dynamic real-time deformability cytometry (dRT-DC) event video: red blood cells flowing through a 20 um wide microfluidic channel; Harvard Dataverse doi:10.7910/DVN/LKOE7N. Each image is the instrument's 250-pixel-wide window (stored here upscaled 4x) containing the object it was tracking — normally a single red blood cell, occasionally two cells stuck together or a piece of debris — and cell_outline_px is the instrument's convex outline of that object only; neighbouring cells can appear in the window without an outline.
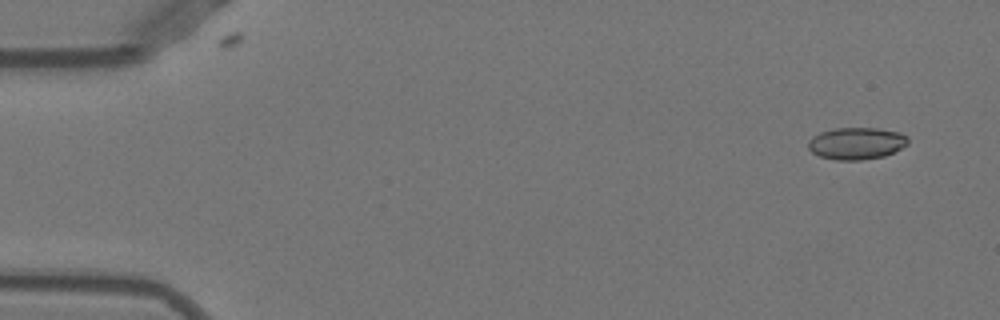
{"species": "Egyptian fruit bat (a non-hibernating species)", "species_latin": "Rousettus aegyptiacus", "temperature_condition": "warm", "stored_images_in_passage": 49, "camera_frame_rate_fps": 3000, "um_per_image_px": 0.085, "animal": {"sex": "female"}, "frame": {"image": 1, "passage_image": 1, "time_ms": 0.0, "image_size_px": [1000, 320], "cell_outline_px": [[908, 144], [884, 156], [860, 160], [836, 160], [820, 156], [812, 152], [808, 148], [808, 140], [812, 136], [820, 132], [832, 128], [876, 128], [900, 132], [908, 136]], "centroid_in_image_um": [72.78, 12.17], "position_along_channel_um": 12.2, "area_um2": 18.67}}
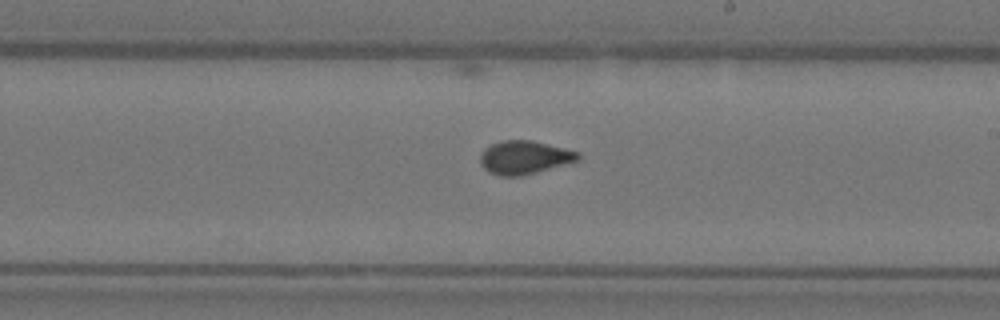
{"frame": {"image": 2, "passage_image": 28, "time_ms": 9.0, "image_size_px": [1000, 320], "cell_outline_px": [[580, 160], [536, 172], [520, 176], [500, 176], [488, 172], [480, 164], [480, 152], [484, 148], [500, 140], [532, 140], [580, 152]], "centroid_in_image_um": [44.55, 13.37], "position_along_channel_um": 244.5, "area_um2": 19.13}}
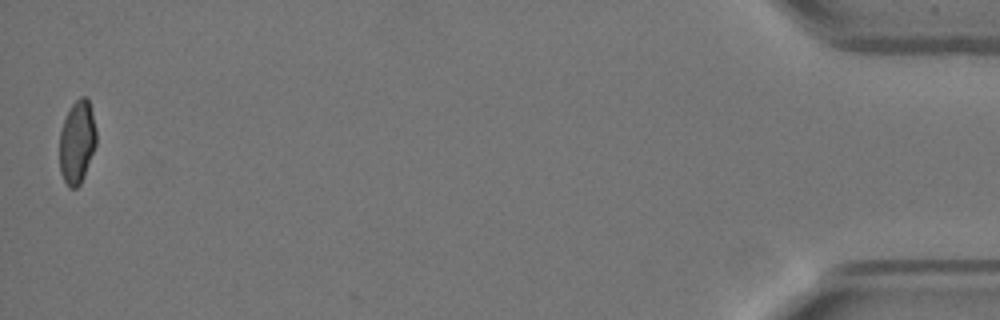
{"frame": {"image": 3, "passage_image": 49, "time_ms": 16.0, "image_size_px": [1000, 320], "cell_outline_px": [[96, 144], [84, 176], [80, 184], [76, 188], [68, 188], [60, 172], [60, 132], [64, 120], [72, 104], [80, 96], [84, 96], [88, 100], [92, 112], [96, 128]], "centroid_in_image_um": [6.55, 12.09], "position_along_channel_um": 428.6, "area_um2": 17.69}, "authors_computed_cell_mechanics": {"area_um2": 18.7272, "velocity_mm_per_s": 3.9552, "shape_relaxation_time_tau1_ms": 8.8939, "shape_relaxation_time_tau2_ms": null, "deformation_change_tau1": 0.1929, "deformation_change_tau2": null}}